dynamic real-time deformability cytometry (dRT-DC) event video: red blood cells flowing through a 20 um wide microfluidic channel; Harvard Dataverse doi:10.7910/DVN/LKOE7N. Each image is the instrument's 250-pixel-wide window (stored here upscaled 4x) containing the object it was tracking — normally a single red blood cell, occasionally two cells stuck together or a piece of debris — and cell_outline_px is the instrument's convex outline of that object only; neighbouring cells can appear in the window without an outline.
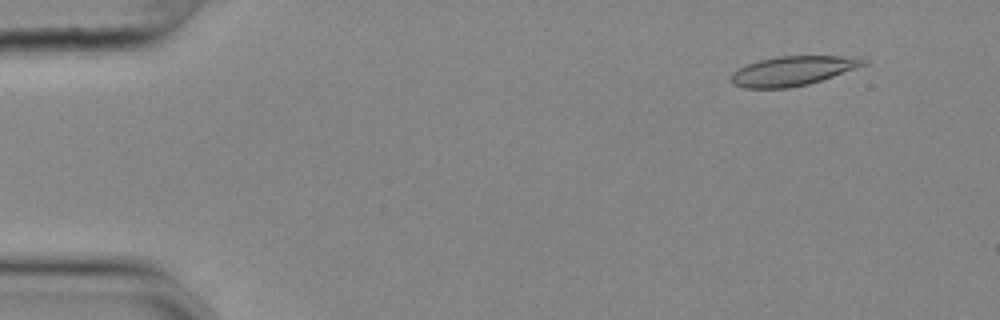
{"species": "common noctule bat (a hibernating species)", "species_latin": "Nyctalus noctula", "temperature_condition": "cold", "stored_images_in_passage": 55, "camera_frame_rate_fps": 3000, "um_per_image_px": 0.085, "animal": {"sex": "female", "body_mass_g": 25.1}, "frame": {"image": 1, "passage_image": 5, "time_ms": 1.333, "image_size_px": [1000, 320], "cell_outline_px": [[868, 64], [808, 84], [788, 88], [744, 88], [732, 84], [732, 72], [748, 64], [760, 60], [780, 56], [860, 56], [868, 60]], "centroid_in_image_um": [67.43, 6.01], "position_along_channel_um": 17.6, "area_um2": 22.6}}
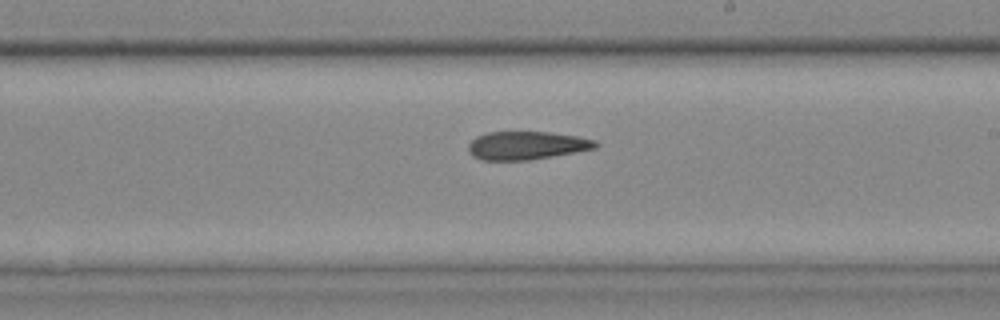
{"frame": {"image": 2, "passage_image": 32, "time_ms": 10.333, "image_size_px": [1000, 320], "cell_outline_px": [[600, 144], [596, 148], [552, 156], [528, 160], [480, 160], [472, 156], [468, 152], [468, 144], [476, 136], [488, 132], [548, 132], [576, 136], [596, 140]], "centroid_in_image_um": [44.73, 12.36], "position_along_channel_um": 244.3, "area_um2": 20.92}}
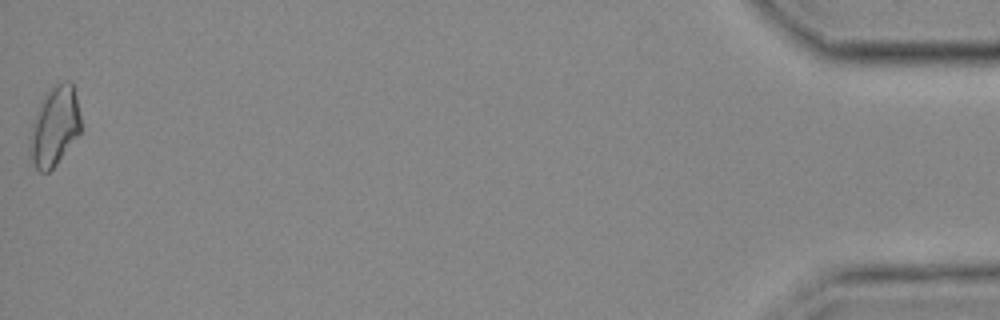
{"frame": {"image": 3, "passage_image": 55, "time_ms": 18.0, "image_size_px": [1000, 320], "cell_outline_px": [[80, 132], [56, 164], [48, 172], [40, 172], [36, 168], [28, 156], [28, 136], [36, 112], [44, 96], [56, 84], [64, 80], [72, 80], [76, 96], [80, 116]], "centroid_in_image_um": [4.6, 10.75], "position_along_channel_um": 430.6, "area_um2": 23.64}, "authors_computed_cell_mechanics": {"area_um2": 22.0218, "velocity_mm_per_s": 3.6467, "shape_relaxation_time_tau1_ms": null, "shape_relaxation_time_tau2_ms": 4.5814, "deformation_change_tau1": null, "deformation_change_tau2": 0.135}}